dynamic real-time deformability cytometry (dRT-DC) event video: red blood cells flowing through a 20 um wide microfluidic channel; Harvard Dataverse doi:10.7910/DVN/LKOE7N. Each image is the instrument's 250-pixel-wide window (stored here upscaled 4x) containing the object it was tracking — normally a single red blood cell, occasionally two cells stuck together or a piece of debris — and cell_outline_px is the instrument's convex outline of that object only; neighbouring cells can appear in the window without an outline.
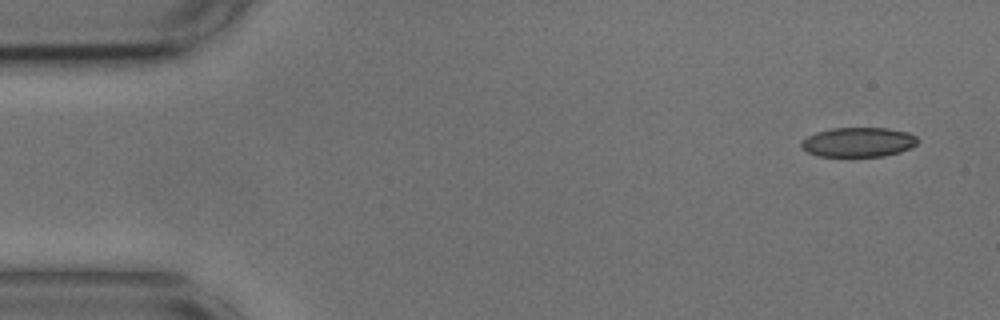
{"species": "common noctule bat (a hibernating species)", "species_latin": "Nyctalus noctula", "temperature_condition": "cold", "stored_images_in_passage": 52, "camera_frame_rate_fps": 3000, "um_per_image_px": 0.085, "animal": {"sex": "male", "body_mass_g": 17.9, "forearm_length_mm": 54.2}, "frame": {"image": 1, "passage_image": 1, "time_ms": 0.0, "image_size_px": [1000, 320], "cell_outline_px": [[920, 140], [912, 148], [900, 152], [884, 156], [816, 156], [800, 148], [800, 144], [808, 136], [816, 132], [832, 128], [888, 128], [908, 132], [916, 136]], "centroid_in_image_um": [72.98, 12.08], "position_along_channel_um": 12.0, "area_um2": 20.17}}
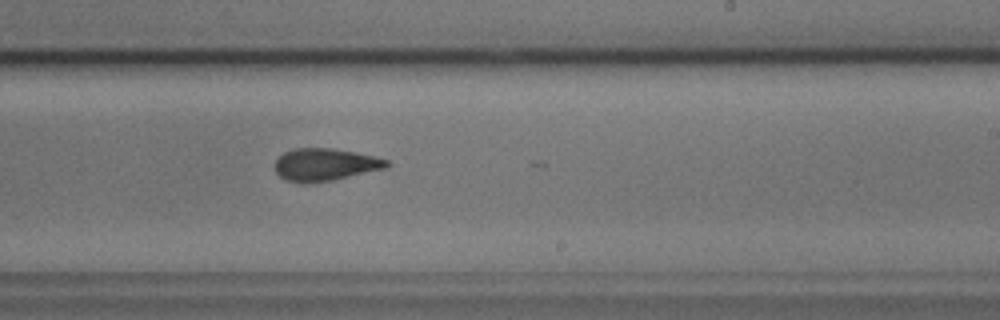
{"frame": {"image": 2, "passage_image": 30, "time_ms": 9.667, "image_size_px": [1000, 320], "cell_outline_px": [[392, 164], [388, 168], [332, 180], [304, 184], [284, 180], [276, 172], [276, 160], [284, 152], [296, 148], [332, 148], [356, 152], [376, 156], [388, 160]], "centroid_in_image_um": [27.67, 13.99], "position_along_channel_um": 261.3, "area_um2": 21.33}}
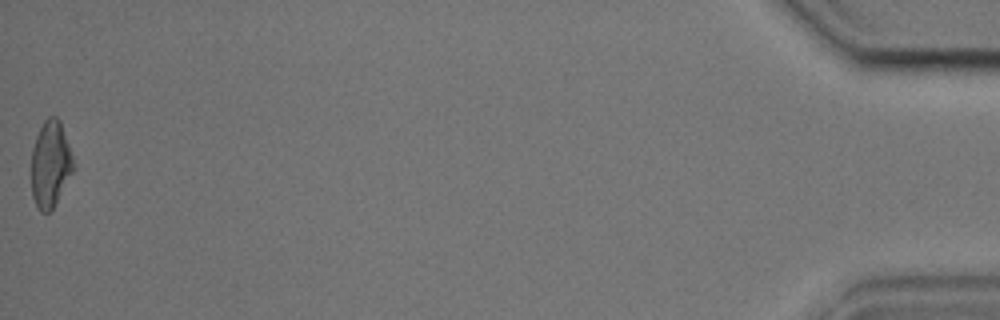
{"frame": {"image": 3, "passage_image": 52, "time_ms": 17.0, "image_size_px": [1000, 320], "cell_outline_px": [[72, 172], [52, 208], [48, 212], [40, 212], [32, 196], [32, 148], [36, 136], [44, 120], [48, 116], [56, 116], [60, 120], [72, 156]], "centroid_in_image_um": [4.26, 13.91], "position_along_channel_um": 430.9, "area_um2": 20.58}, "authors_computed_cell_mechanics": {"area_um2": 21.386, "velocity_mm_per_s": 3.6712, "shape_relaxation_time_tau1_ms": 8.5589, "shape_relaxation_time_tau2_ms": 2.688, "deformation_change_tau1": 0.2023, "deformation_change_tau2": 0.1081}}